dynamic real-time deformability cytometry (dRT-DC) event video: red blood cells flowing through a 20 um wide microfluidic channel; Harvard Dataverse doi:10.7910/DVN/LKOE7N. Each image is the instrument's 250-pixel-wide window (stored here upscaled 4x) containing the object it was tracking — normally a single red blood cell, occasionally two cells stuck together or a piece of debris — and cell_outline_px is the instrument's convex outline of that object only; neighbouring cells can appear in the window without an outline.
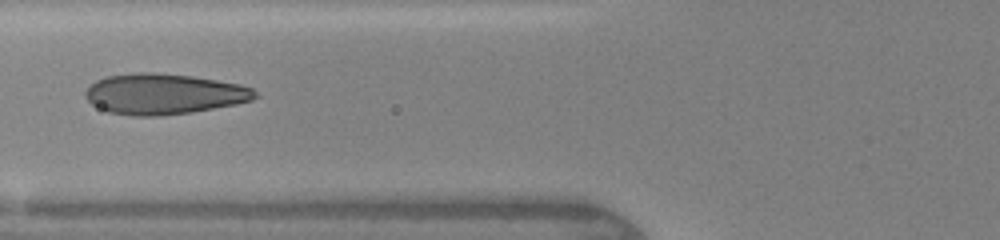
{"species": "human", "species_latin": "Homo sapiens", "temperature_condition": "warm", "stored_images_in_passage": 15, "camera_frame_rate_fps": 3000, "um_per_image_px": 0.085, "donor": {"sex": "female"}, "frame": {"image": 1, "passage_image": 7, "time_ms": 5.667, "image_size_px": [1000, 240], "cell_outline_px": [[260, 96], [252, 100], [236, 104], [192, 112], [160, 116], [132, 116], [108, 112], [92, 104], [84, 96], [84, 92], [96, 80], [108, 76], [140, 72], [152, 72], [192, 76], [240, 84], [252, 88]], "centroid_in_image_um": [13.94, 7.99], "position_along_channel_um": 111.9, "area_um2": 40.17}}